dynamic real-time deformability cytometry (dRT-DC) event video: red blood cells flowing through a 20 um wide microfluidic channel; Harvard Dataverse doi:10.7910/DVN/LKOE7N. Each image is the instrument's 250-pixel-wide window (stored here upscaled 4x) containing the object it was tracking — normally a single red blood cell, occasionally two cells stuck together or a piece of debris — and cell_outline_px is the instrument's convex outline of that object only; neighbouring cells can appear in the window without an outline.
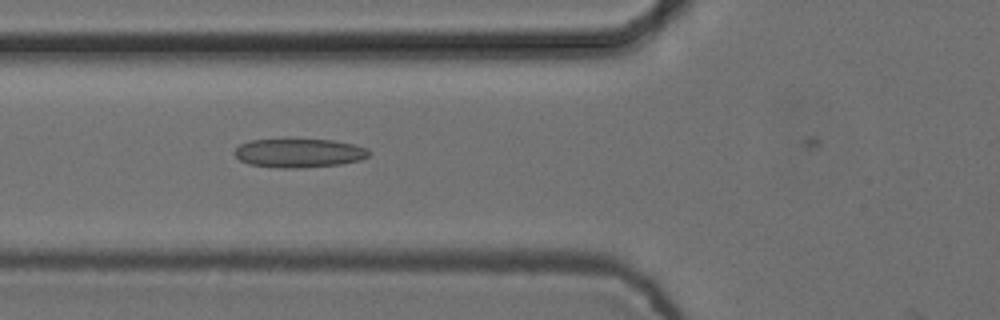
{"species": "common noctule bat (a hibernating species)", "species_latin": "Nyctalus noctula", "temperature_condition": "cold", "stored_images_in_passage": 26, "camera_frame_rate_fps": 3000, "um_per_image_px": 0.085, "animal": {"sex": "female", "body_mass_g": 24.6, "forearm_length_mm": 56.2}, "frame": {"image": 1, "passage_image": 22, "time_ms": 7.0, "image_size_px": [1000, 320], "cell_outline_px": [[372, 152], [368, 156], [360, 160], [340, 164], [304, 168], [276, 168], [248, 164], [240, 160], [232, 152], [240, 144], [248, 140], [332, 140], [356, 144], [368, 148]], "centroid_in_image_um": [25.43, 13.02], "position_along_channel_um": 100.4, "area_um2": 22.77}}
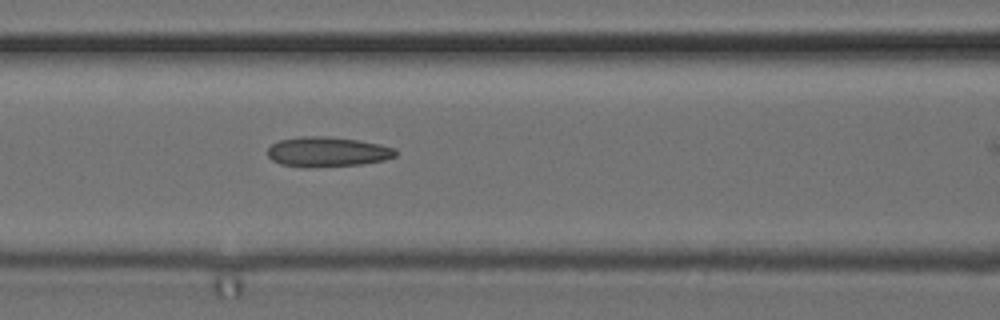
{"frame": {"image": 2, "passage_image": 25, "time_ms": 8.0, "image_size_px": [1000, 320], "cell_outline_px": [[396, 156], [384, 160], [360, 164], [312, 168], [304, 168], [280, 164], [272, 160], [268, 156], [268, 148], [272, 144], [280, 140], [300, 136], [328, 136], [356, 140], [380, 144], [396, 148]], "centroid_in_image_um": [27.81, 12.91], "position_along_channel_um": 138.8, "area_um2": 22.48}}